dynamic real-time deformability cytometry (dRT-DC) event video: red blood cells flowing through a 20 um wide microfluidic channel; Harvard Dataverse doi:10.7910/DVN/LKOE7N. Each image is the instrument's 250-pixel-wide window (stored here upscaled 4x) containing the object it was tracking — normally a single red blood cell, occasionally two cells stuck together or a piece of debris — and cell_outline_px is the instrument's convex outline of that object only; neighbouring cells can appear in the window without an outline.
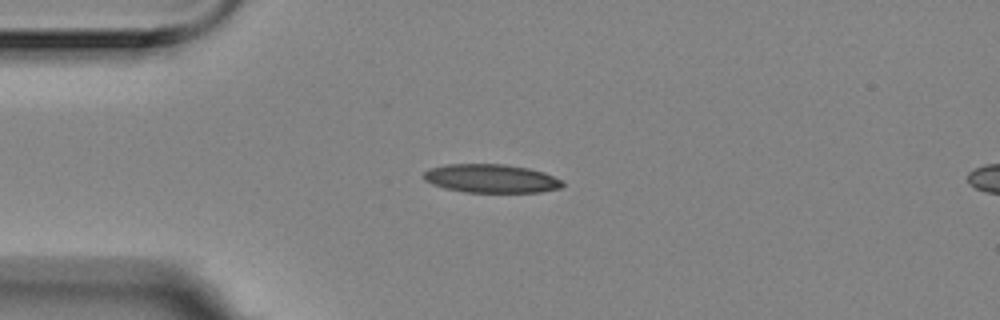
{"species": "Egyptian fruit bat (a non-hibernating species)", "species_latin": "Rousettus aegyptiacus", "temperature_condition": "room temperature", "stored_images_in_passage": 2, "camera_frame_rate_fps": 3000, "um_per_image_px": 0.085, "animal": {"sex": "female"}, "frame": {"image": 1, "passage_image": 1, "time_ms": 0.0, "image_size_px": [1000, 320], "cell_outline_px": [[564, 184], [560, 188], [540, 192], [464, 192], [444, 188], [432, 184], [424, 180], [424, 172], [428, 168], [448, 164], [504, 164], [528, 168], [544, 172], [560, 180]], "centroid_in_image_um": [41.71, 15.17], "position_along_channel_um": 43.3, "area_um2": 23.06}}